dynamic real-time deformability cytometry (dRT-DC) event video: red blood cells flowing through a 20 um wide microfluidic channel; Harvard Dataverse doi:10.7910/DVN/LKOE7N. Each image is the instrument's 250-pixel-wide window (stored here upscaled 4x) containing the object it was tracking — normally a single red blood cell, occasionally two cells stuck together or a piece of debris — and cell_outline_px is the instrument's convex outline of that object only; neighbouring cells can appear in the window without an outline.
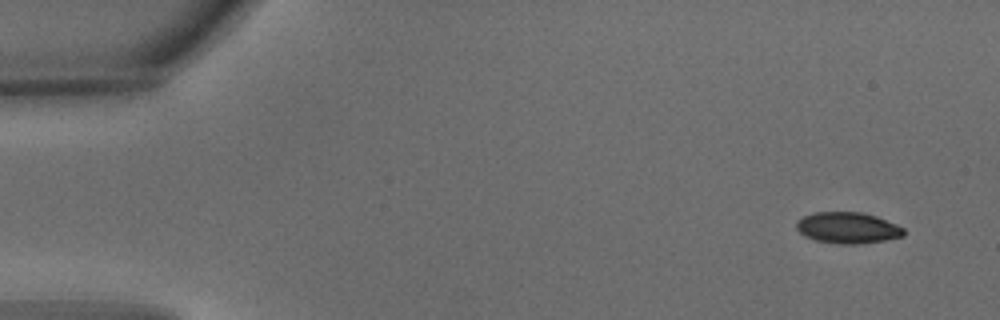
{"species": "common noctule bat (a hibernating species)", "species_latin": "Nyctalus noctula", "temperature_condition": "warm", "stored_images_in_passage": 8, "camera_frame_rate_fps": 3000, "um_per_image_px": 0.085, "animal": {"sex": "male", "body_mass_g": 15.6}, "frame": {"image": 1, "passage_image": 1, "time_ms": 0.0, "image_size_px": [1000, 320], "cell_outline_px": [[904, 236], [884, 240], [856, 244], [840, 244], [816, 240], [804, 236], [796, 228], [796, 220], [804, 216], [816, 212], [864, 212], [876, 216], [896, 224], [904, 228]], "centroid_in_image_um": [72.04, 19.36], "position_along_channel_um": 13.0, "area_um2": 19.48}}
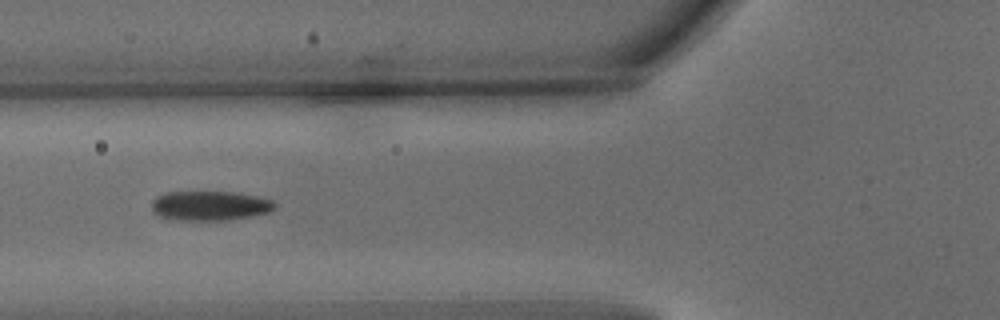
{"frame": {"image": 2, "passage_image": 5, "time_ms": 1.333, "image_size_px": [1000, 320], "cell_outline_px": [[276, 208], [268, 212], [252, 216], [232, 220], [180, 220], [160, 216], [152, 212], [152, 200], [156, 196], [168, 192], [232, 192], [260, 196], [272, 200], [276, 204]], "centroid_in_image_um": [17.87, 17.48], "position_along_channel_um": 107.9, "area_um2": 21.33}}
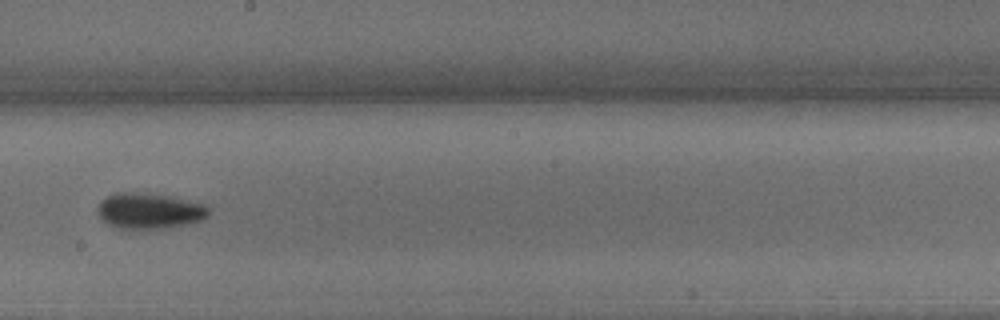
{"frame": {"image": 3, "passage_image": 8, "time_ms": 2.333, "image_size_px": [1000, 320], "cell_outline_px": [[212, 208], [208, 216], [204, 220], [196, 224], [168, 228], [116, 228], [108, 224], [96, 212], [96, 208], [108, 196], [116, 192], [128, 192], [164, 196], [204, 204]], "centroid_in_image_um": [12.77, 17.96], "position_along_channel_um": 235.4, "area_um2": 23.06}}